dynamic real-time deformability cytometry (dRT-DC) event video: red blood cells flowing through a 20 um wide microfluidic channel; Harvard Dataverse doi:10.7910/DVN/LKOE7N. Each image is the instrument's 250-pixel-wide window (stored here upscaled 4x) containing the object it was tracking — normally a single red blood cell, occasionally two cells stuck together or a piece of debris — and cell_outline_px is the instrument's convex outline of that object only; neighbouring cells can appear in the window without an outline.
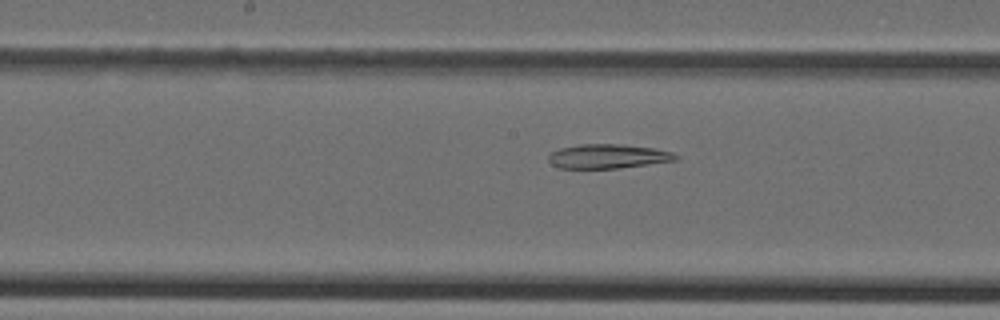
{"species": "Egyptian fruit bat (a non-hibernating species)", "species_latin": "Rousettus aegyptiacus", "temperature_condition": "cold", "stored_images_in_passage": 31, "camera_frame_rate_fps": 3000, "um_per_image_px": 0.085, "animal": {"sex": "female"}, "frame": {"image": 1, "passage_image": 15, "time_ms": 4.667, "image_size_px": [1000, 320], "cell_outline_px": [[680, 156], [676, 160], [620, 168], [560, 168], [552, 164], [548, 160], [548, 156], [552, 152], [560, 148], [580, 144], [620, 144], [652, 148], [672, 152]], "centroid_in_image_um": [51.67, 13.28], "position_along_channel_um": 196.5, "area_um2": 17.86}}
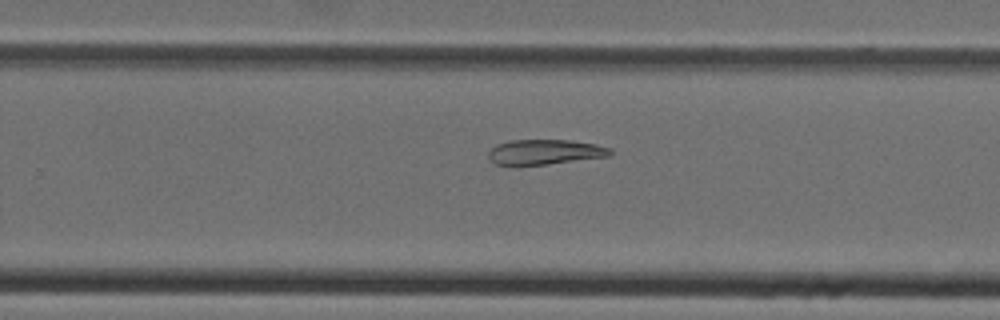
{"frame": {"image": 2, "passage_image": 21, "time_ms": 6.667, "image_size_px": [1000, 320], "cell_outline_px": [[612, 152], [608, 156], [548, 164], [516, 168], [496, 164], [488, 156], [488, 152], [496, 144], [512, 140], [568, 140], [596, 144], [612, 148]], "centroid_in_image_um": [46.25, 12.95], "position_along_channel_um": 283.5, "area_um2": 18.21}}
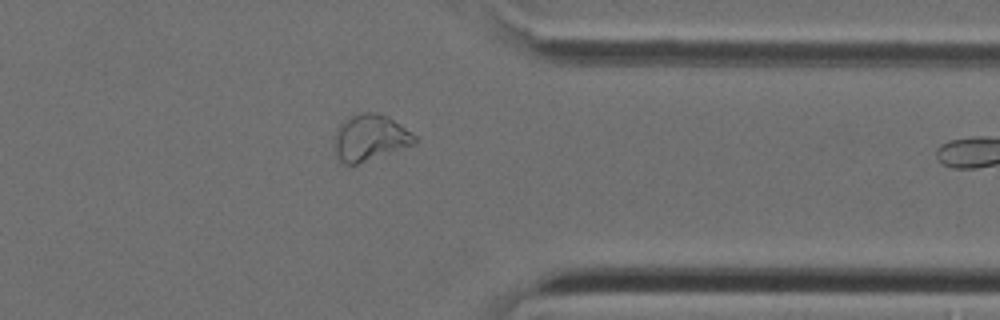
{"frame": {"image": 3, "passage_image": 28, "time_ms": 9.0, "image_size_px": [1000, 320], "cell_outline_px": [[416, 144], [356, 164], [340, 164], [332, 148], [336, 128], [344, 120], [360, 112], [376, 112], [388, 116], [400, 124], [416, 136]], "centroid_in_image_um": [31.4, 11.71], "position_along_channel_um": 380.0, "area_um2": 21.91}}